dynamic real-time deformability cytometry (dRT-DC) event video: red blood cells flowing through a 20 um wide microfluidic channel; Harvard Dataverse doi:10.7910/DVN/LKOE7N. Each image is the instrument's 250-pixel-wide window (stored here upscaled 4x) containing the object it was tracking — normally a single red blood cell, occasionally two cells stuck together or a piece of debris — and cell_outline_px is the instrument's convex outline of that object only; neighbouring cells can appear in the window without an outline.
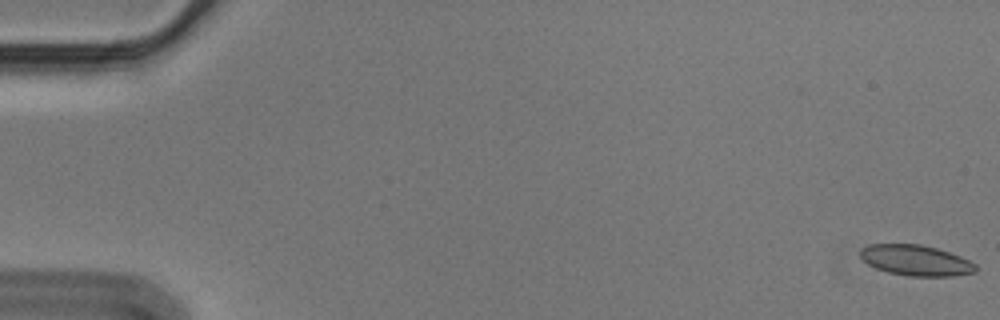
{"species": "Egyptian fruit bat (a non-hibernating species)", "species_latin": "Rousettus aegyptiacus", "temperature_condition": "cold", "stored_images_in_passage": 9, "camera_frame_rate_fps": 3000, "um_per_image_px": 0.085, "animal": {"sex": "male"}, "frame": {"image": 1, "passage_image": 1, "time_ms": 0.0, "image_size_px": [1000, 320], "cell_outline_px": [[976, 272], [952, 276], [908, 276], [888, 272], [876, 268], [868, 264], [860, 256], [860, 248], [868, 244], [920, 244], [936, 248], [960, 256], [976, 264]], "centroid_in_image_um": [77.83, 22.13], "position_along_channel_um": 7.2, "area_um2": 20.58}}